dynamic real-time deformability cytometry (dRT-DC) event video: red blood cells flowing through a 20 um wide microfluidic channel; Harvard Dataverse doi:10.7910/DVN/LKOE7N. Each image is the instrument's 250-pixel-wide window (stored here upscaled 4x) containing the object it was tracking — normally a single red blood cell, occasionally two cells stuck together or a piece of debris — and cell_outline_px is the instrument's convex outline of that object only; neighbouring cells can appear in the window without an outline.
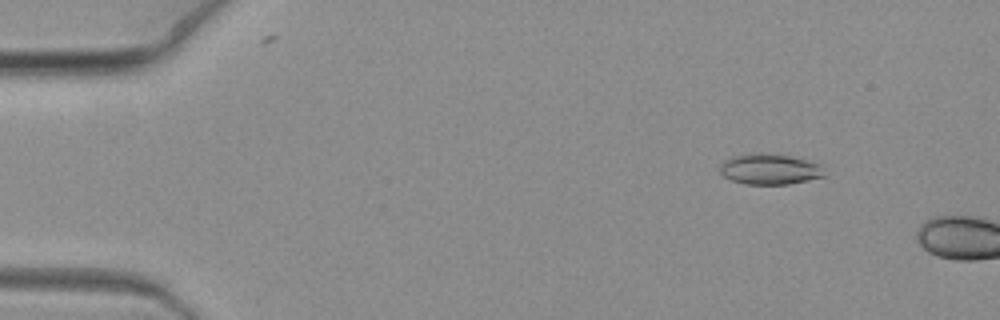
{"species": "common noctule bat (a hibernating species)", "species_latin": "Nyctalus noctula", "temperature_condition": "warm", "stored_images_in_passage": 4, "camera_frame_rate_fps": 3000, "um_per_image_px": 0.085, "animal": {"sex": "female", "body_mass_g": 19.3, "forearm_length_mm": 54.1}, "frame": {"image": 1, "passage_image": 3, "time_ms": 0.667, "image_size_px": [1000, 320], "cell_outline_px": [[824, 176], [788, 184], [744, 184], [732, 180], [724, 176], [720, 172], [720, 164], [724, 160], [732, 156], [788, 156], [804, 160], [816, 164]], "centroid_in_image_um": [65.34, 14.43], "position_along_channel_um": 19.7, "area_um2": 17.34}}